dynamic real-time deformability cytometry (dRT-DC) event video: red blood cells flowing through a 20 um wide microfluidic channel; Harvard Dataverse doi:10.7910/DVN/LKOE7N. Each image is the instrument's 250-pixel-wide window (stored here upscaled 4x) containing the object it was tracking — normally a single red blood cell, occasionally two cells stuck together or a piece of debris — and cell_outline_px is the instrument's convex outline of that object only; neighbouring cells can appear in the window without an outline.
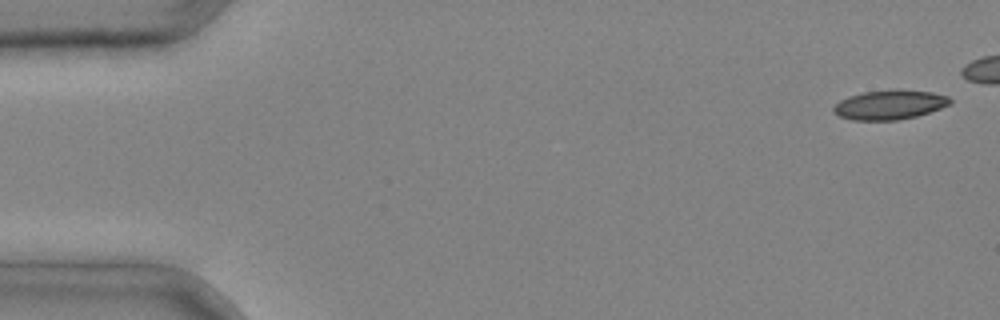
{"species": "common noctule bat (a hibernating species)", "species_latin": "Nyctalus noctula", "temperature_condition": "cold", "stored_images_in_passage": 6, "camera_frame_rate_fps": 3000, "um_per_image_px": 0.085, "animal": {"sex": "male", "body_mass_g": 20.4}, "frame": {"image": 1, "passage_image": 1, "time_ms": 0.0, "image_size_px": [1000, 320], "cell_outline_px": [[952, 104], [916, 116], [896, 120], [852, 120], [840, 116], [832, 112], [832, 108], [840, 100], [848, 96], [864, 92], [896, 88], [900, 88], [932, 92], [948, 96], [952, 100]], "centroid_in_image_um": [75.63, 8.88], "position_along_channel_um": 9.4, "area_um2": 20.23}}
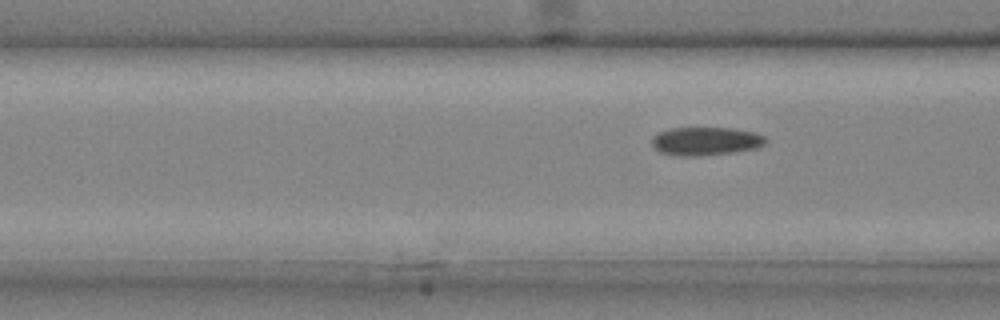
{"frame": {"image": 2, "passage_image": 6, "time_ms": 1.667, "image_size_px": [1000, 320], "cell_outline_px": [[768, 140], [764, 144], [756, 148], [736, 152], [700, 156], [676, 156], [660, 152], [652, 148], [652, 136], [660, 132], [672, 128], [732, 128], [756, 132], [764, 136]], "centroid_in_image_um": [59.98, 12.01], "position_along_channel_um": 106.6, "area_um2": 19.02}}